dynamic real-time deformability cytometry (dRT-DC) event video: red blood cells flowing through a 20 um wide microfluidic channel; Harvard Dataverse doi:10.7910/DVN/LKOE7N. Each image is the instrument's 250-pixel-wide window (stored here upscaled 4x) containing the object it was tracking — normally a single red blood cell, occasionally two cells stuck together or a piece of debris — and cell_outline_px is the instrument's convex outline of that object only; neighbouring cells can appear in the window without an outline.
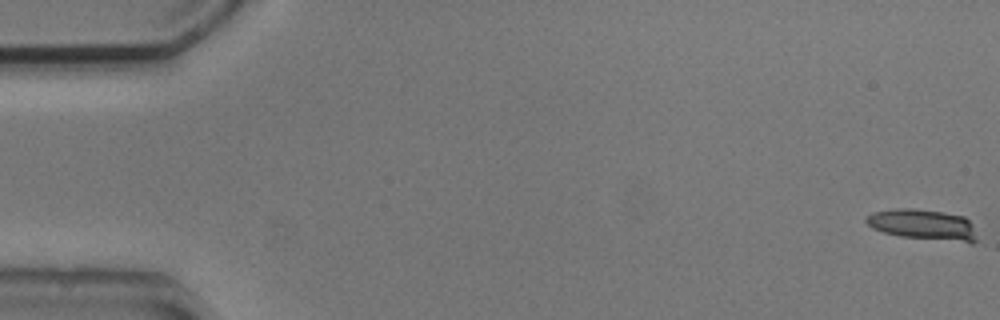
{"species": "common noctule bat (a hibernating species)", "species_latin": "Nyctalus noctula", "temperature_condition": "cold", "stored_images_in_passage": 8, "camera_frame_rate_fps": 3000, "um_per_image_px": 0.085, "animal": {"sex": "male", "body_mass_g": 20.5, "forearm_length_mm": 52.5}, "frame": {"image": 1, "passage_image": 1, "time_ms": 0.0, "image_size_px": [1000, 320], "cell_outline_px": [[976, 240], [972, 244], [900, 236], [884, 232], [872, 228], [864, 220], [872, 212], [896, 208], [912, 208], [940, 212], [964, 216], [972, 224]], "centroid_in_image_um": [78.46, 19.11], "position_along_channel_um": 6.5, "area_um2": 19.83}}